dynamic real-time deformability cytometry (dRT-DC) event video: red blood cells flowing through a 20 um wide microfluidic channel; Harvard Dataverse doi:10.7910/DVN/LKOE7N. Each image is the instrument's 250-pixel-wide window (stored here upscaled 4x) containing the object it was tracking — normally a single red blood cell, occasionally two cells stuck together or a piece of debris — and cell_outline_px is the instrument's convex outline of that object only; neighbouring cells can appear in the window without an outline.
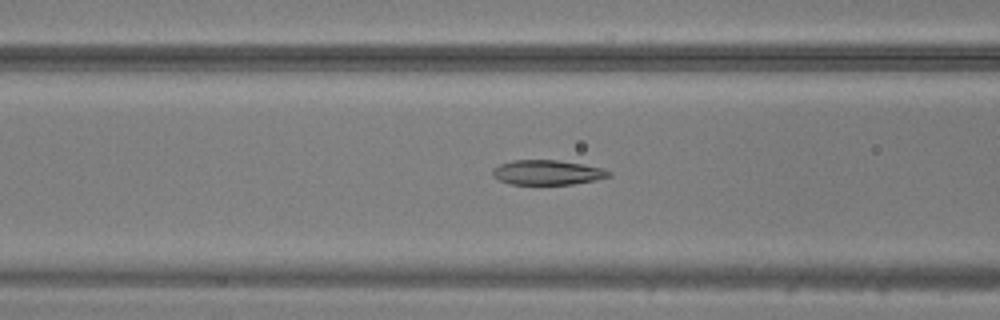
{"species": "common noctule bat (a hibernating species)", "species_latin": "Nyctalus noctula", "temperature_condition": "warm", "stored_images_in_passage": 42, "camera_frame_rate_fps": 3000, "um_per_image_px": 0.085, "animal": {"sex": "male", "body_mass_g": 20.5, "forearm_length_mm": 52.5}, "frame": {"image": 1, "passage_image": 20, "time_ms": 6.333, "image_size_px": [1000, 320], "cell_outline_px": [[612, 176], [596, 180], [572, 184], [508, 184], [492, 176], [492, 168], [500, 164], [512, 160], [556, 160], [584, 164], [600, 168], [612, 172]], "centroid_in_image_um": [46.51, 14.66], "position_along_channel_um": 120.1, "area_um2": 16.82}}
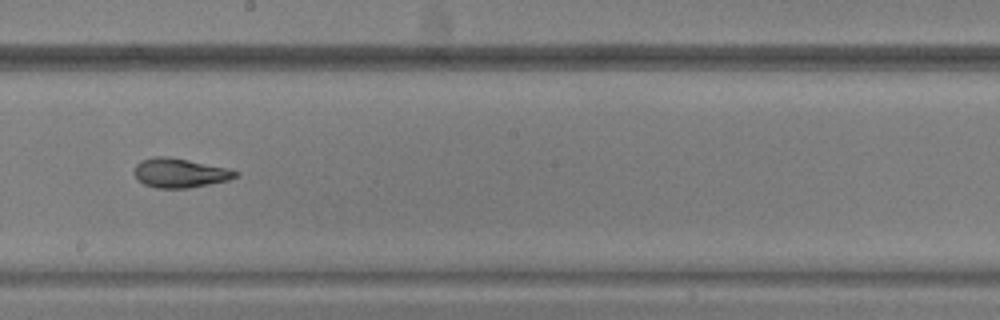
{"frame": {"image": 2, "passage_image": 28, "time_ms": 9.0, "image_size_px": [1000, 320], "cell_outline_px": [[240, 176], [228, 180], [188, 188], [156, 188], [144, 184], [136, 180], [136, 164], [140, 160], [152, 156], [168, 156], [228, 168], [240, 172]], "centroid_in_image_um": [15.3, 14.69], "position_along_channel_um": 232.9, "area_um2": 17.34}}
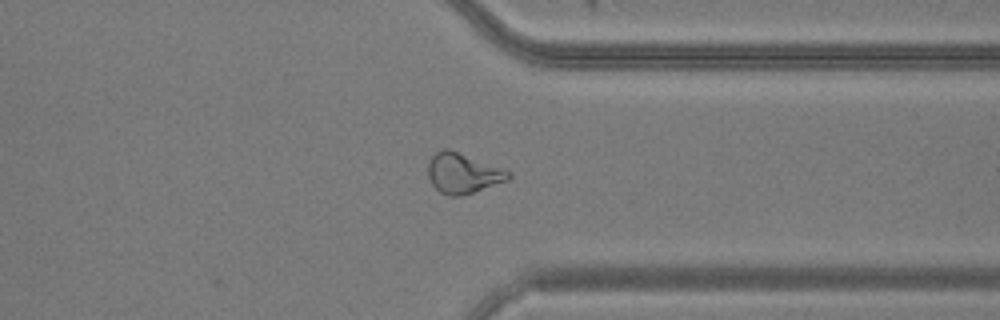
{"frame": {"image": 3, "passage_image": 38, "time_ms": 12.333, "image_size_px": [1000, 320], "cell_outline_px": [[512, 176], [508, 180], [460, 196], [448, 196], [440, 192], [432, 184], [428, 176], [428, 160], [436, 152], [444, 148], [448, 148], [504, 168], [512, 172]], "centroid_in_image_um": [39.35, 14.71], "position_along_channel_um": 372.0, "area_um2": 18.9}}